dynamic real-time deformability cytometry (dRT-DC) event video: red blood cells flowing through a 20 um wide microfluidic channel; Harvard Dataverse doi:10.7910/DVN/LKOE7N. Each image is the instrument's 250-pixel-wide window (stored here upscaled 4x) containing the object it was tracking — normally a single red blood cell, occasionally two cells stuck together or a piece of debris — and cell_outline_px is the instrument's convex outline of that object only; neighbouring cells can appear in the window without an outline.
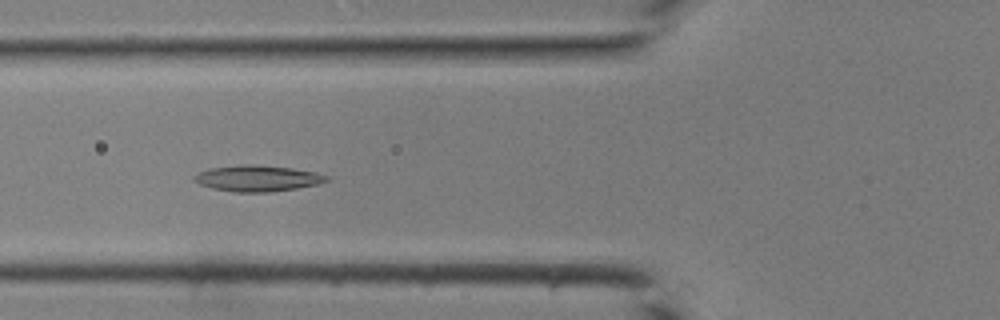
{"species": "common noctule bat (a hibernating species)", "species_latin": "Nyctalus noctula", "temperature_condition": "room temperature", "stored_images_in_passage": 41, "camera_frame_rate_fps": 3000, "um_per_image_px": 0.085, "animal": {"sex": "male", "body_mass_g": 19.0, "forearm_length_mm": 50.8}, "frame": {"image": 1, "passage_image": 15, "time_ms": 4.667, "image_size_px": [1000, 320], "cell_outline_px": [[332, 180], [316, 184], [296, 188], [272, 192], [232, 192], [212, 188], [200, 184], [192, 180], [192, 176], [208, 168], [240, 164], [252, 164], [292, 168], [316, 172], [328, 176]], "centroid_in_image_um": [21.87, 15.15], "position_along_channel_um": 103.9, "area_um2": 20.29}}
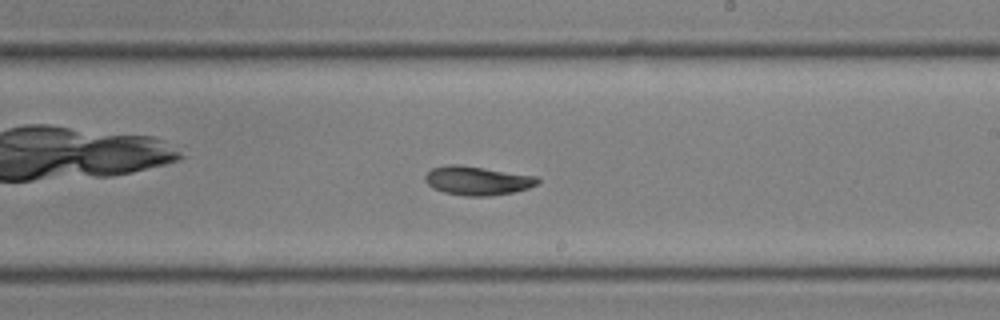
{"frame": {"image": 2, "passage_image": 24, "time_ms": 7.667, "image_size_px": [1000, 320], "cell_outline_px": [[540, 180], [536, 184], [528, 188], [512, 192], [488, 196], [464, 196], [444, 192], [432, 188], [424, 180], [424, 176], [432, 168], [452, 164], [456, 164], [484, 168], [536, 176]], "centroid_in_image_um": [40.54, 15.36], "position_along_channel_um": 248.5, "area_um2": 18.73}}
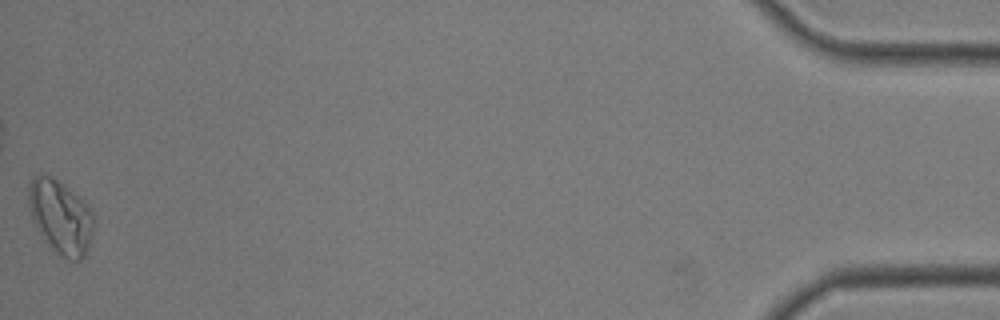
{"frame": {"image": 3, "passage_image": 41, "time_ms": 13.333, "image_size_px": [1000, 320], "cell_outline_px": [[96, 220], [88, 252], [80, 260], [68, 260], [52, 252], [44, 240], [32, 220], [28, 204], [28, 180], [32, 176], [40, 172], [52, 176], [64, 184], [84, 200], [88, 204]], "centroid_in_image_um": [5.15, 18.42], "position_along_channel_um": 430.1, "area_um2": 29.13}}